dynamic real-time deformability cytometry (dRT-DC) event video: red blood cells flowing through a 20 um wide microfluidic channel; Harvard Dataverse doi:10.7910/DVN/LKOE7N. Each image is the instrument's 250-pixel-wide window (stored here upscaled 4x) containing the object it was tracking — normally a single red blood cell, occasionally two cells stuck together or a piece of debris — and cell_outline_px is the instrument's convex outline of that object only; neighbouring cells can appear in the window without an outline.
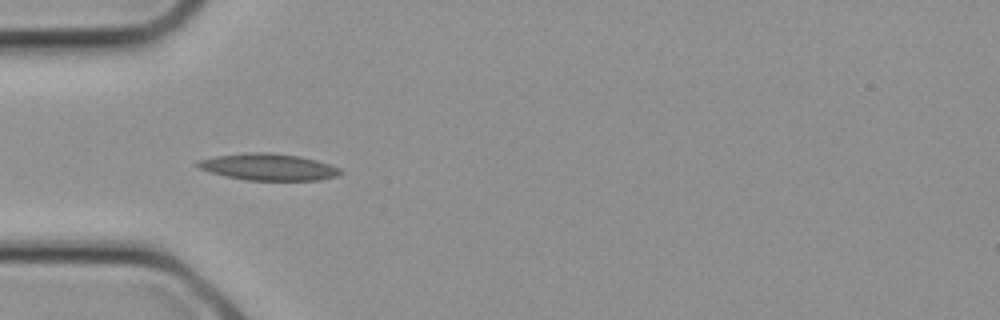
{"species": "common noctule bat (a hibernating species)", "species_latin": "Nyctalus noctula", "temperature_condition": "cold", "stored_images_in_passage": 7, "camera_frame_rate_fps": 3000, "um_per_image_px": 0.085, "animal": {"sex": "female", "body_mass_g": 21.9}, "frame": {"image": 1, "passage_image": 4, "time_ms": 1.0, "image_size_px": [1000, 320], "cell_outline_px": [[344, 172], [336, 176], [320, 180], [248, 180], [224, 176], [208, 172], [192, 164], [196, 160], [216, 156], [244, 152], [268, 152], [300, 156], [316, 160], [340, 168]], "centroid_in_image_um": [22.76, 14.19], "position_along_channel_um": 62.2, "area_um2": 22.43}}
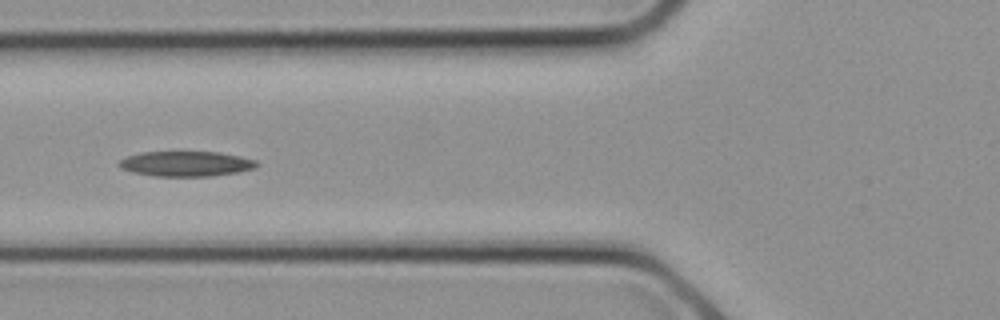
{"frame": {"image": 2, "passage_image": 6, "time_ms": 1.667, "image_size_px": [1000, 320], "cell_outline_px": [[260, 164], [256, 168], [236, 172], [212, 176], [156, 176], [132, 172], [120, 168], [116, 164], [120, 160], [128, 156], [140, 152], [220, 152], [240, 156], [256, 160]], "centroid_in_image_um": [15.82, 13.92], "position_along_channel_um": 110.0, "area_um2": 20.23}}